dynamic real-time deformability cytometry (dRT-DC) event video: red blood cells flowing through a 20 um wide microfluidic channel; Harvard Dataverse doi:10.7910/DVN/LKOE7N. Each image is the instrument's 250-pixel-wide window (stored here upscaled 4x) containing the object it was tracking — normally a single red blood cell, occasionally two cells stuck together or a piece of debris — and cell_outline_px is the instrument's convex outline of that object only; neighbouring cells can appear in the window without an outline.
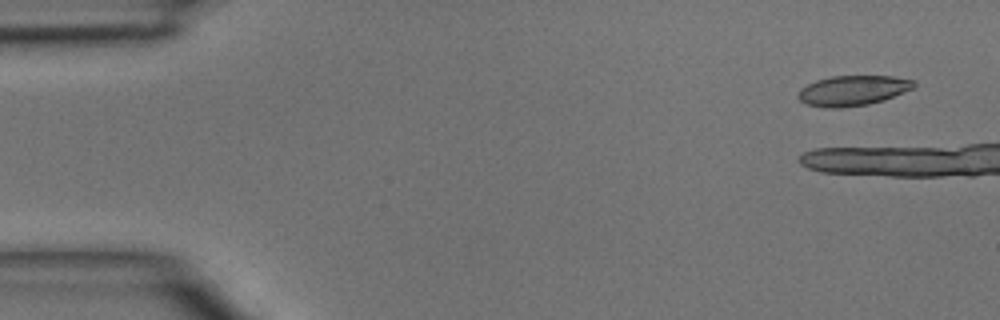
{"species": "common noctule bat (a hibernating species)", "species_latin": "Nyctalus noctula", "temperature_condition": "room temperature", "stored_images_in_passage": 7, "camera_frame_rate_fps": 3000, "um_per_image_px": 0.085, "animal": {"sex": "male", "body_mass_g": 15.6}, "frame": {"image": 1, "passage_image": 1, "time_ms": 0.0, "image_size_px": [1000, 320], "cell_outline_px": [[916, 84], [912, 88], [884, 100], [868, 104], [840, 108], [828, 108], [804, 104], [796, 96], [800, 88], [816, 80], [832, 76], [892, 76], [916, 80]], "centroid_in_image_um": [72.46, 7.7], "position_along_channel_um": 12.5, "area_um2": 20.4}}
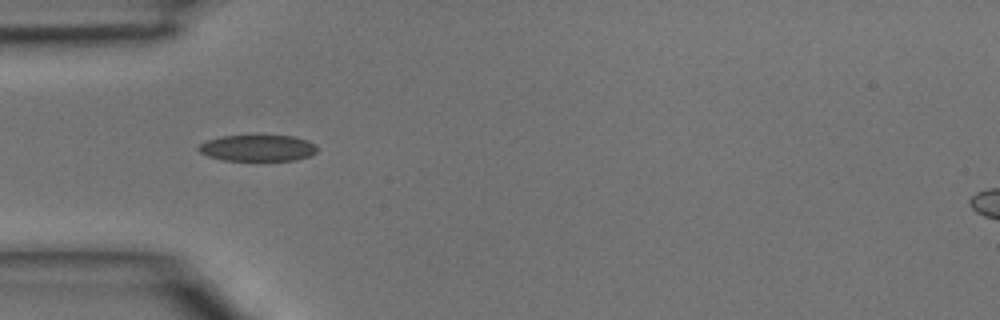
{"frame": {"image": 2, "passage_image": 5, "time_ms": 1.333, "image_size_px": [1000, 320], "cell_outline_px": [[316, 152], [308, 156], [296, 160], [224, 160], [208, 156], [200, 152], [196, 148], [200, 144], [208, 140], [224, 136], [292, 136], [308, 140], [316, 144]], "centroid_in_image_um": [21.91, 12.58], "position_along_channel_um": 63.1, "area_um2": 17.98}}
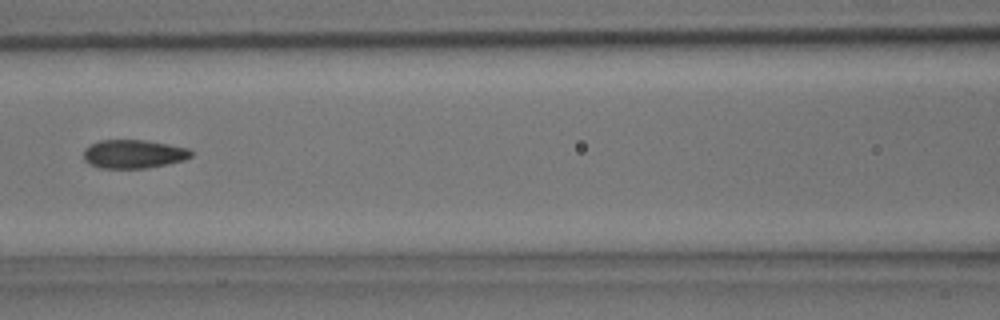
{"frame": {"image": 3, "passage_image": 7, "time_ms": 2.0, "image_size_px": [1000, 320], "cell_outline_px": [[192, 156], [184, 160], [168, 164], [148, 168], [100, 168], [88, 164], [84, 160], [84, 148], [100, 140], [144, 140], [168, 144], [188, 148], [192, 152]], "centroid_in_image_um": [11.34, 13.1], "position_along_channel_um": 155.3, "area_um2": 17.98}}